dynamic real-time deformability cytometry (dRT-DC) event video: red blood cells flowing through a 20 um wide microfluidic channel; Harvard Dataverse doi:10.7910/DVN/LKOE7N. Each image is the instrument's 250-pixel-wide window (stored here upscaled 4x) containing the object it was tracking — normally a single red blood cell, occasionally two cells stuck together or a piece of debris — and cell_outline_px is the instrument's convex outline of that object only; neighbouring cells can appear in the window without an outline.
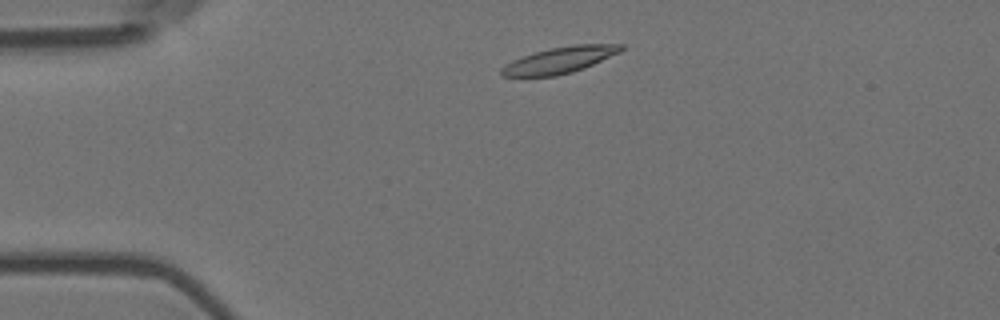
{"species": "Egyptian fruit bat (a non-hibernating species)", "species_latin": "Rousettus aegyptiacus", "temperature_condition": "room temperature", "stored_images_in_passage": 49, "camera_frame_rate_fps": 3000, "um_per_image_px": 0.085, "animal": {"sex": "female"}, "frame": {"image": 1, "passage_image": 5, "time_ms": 1.333, "image_size_px": [1000, 320], "cell_outline_px": [[624, 48], [620, 52], [584, 68], [572, 72], [556, 76], [500, 76], [500, 68], [512, 60], [536, 52], [552, 48], [576, 44], [624, 44]], "centroid_in_image_um": [47.58, 5.11], "position_along_channel_um": 37.4, "area_um2": 18.15}}
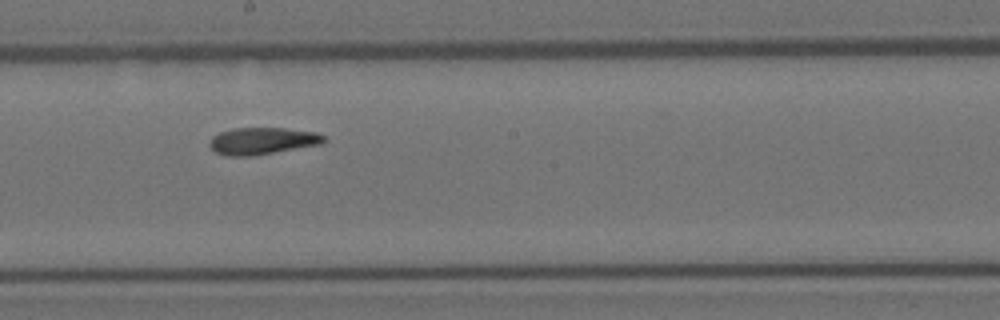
{"frame": {"image": 2, "passage_image": 24, "time_ms": 7.667, "image_size_px": [1000, 320], "cell_outline_px": [[328, 140], [320, 144], [252, 156], [224, 156], [216, 152], [208, 144], [212, 136], [220, 132], [232, 128], [284, 128], [316, 132], [324, 136]], "centroid_in_image_um": [22.28, 11.97], "position_along_channel_um": 225.9, "area_um2": 17.98}}
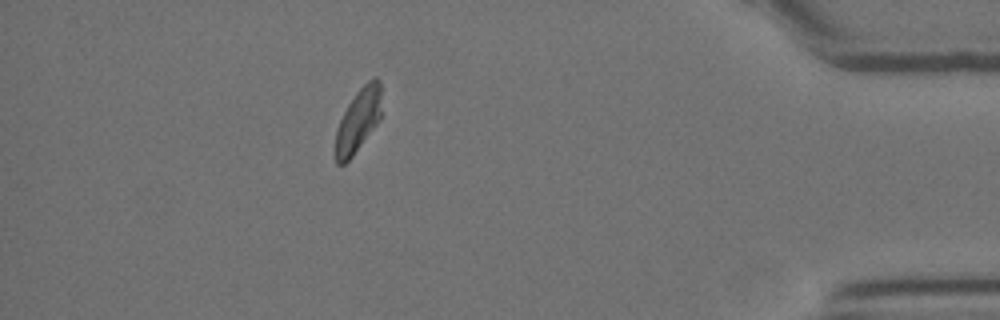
{"frame": {"image": 3, "passage_image": 43, "time_ms": 14.0, "image_size_px": [1000, 320], "cell_outline_px": [[380, 120], [352, 156], [344, 164], [336, 164], [332, 152], [336, 128], [348, 104], [356, 92], [372, 76], [376, 76], [380, 80]], "centroid_in_image_um": [30.39, 10.27], "position_along_channel_um": 404.8, "area_um2": 17.28}, "authors_computed_cell_mechanics": {"area_um2": 18.0914, "velocity_mm_per_s": 3.5566, "shape_relaxation_time_tau1_ms": 7.7509, "shape_relaxation_time_tau2_ms": 3.5286, "deformation_change_tau1": 0.1962, "deformation_change_tau2": 0.0926}}